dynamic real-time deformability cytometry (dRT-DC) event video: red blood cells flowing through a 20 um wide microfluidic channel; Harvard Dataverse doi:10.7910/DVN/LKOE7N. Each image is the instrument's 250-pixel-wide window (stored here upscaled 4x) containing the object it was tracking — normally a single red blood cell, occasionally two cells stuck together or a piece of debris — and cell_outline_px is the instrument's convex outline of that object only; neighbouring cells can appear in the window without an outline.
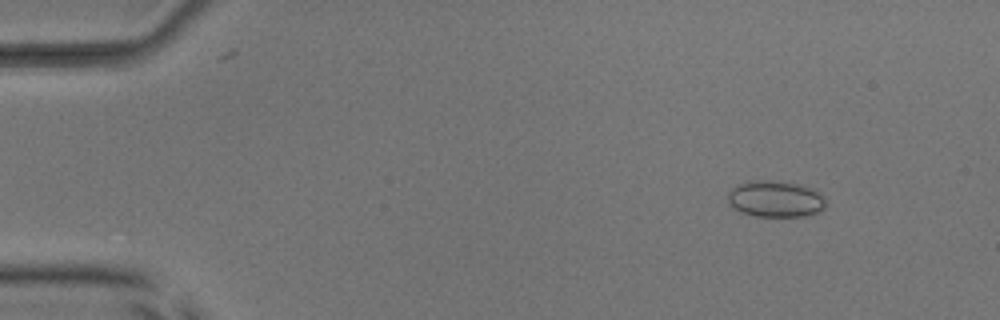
{"species": "common noctule bat (a hibernating species)", "species_latin": "Nyctalus noctula", "temperature_condition": "room temperature", "stored_images_in_passage": 51, "camera_frame_rate_fps": 3000, "um_per_image_px": 0.085, "animal": {"sex": "male", "body_mass_g": 17.9, "forearm_length_mm": 54.2}, "frame": {"image": 1, "passage_image": 7, "time_ms": 2.0, "image_size_px": [1000, 320], "cell_outline_px": [[824, 208], [820, 212], [808, 216], [752, 216], [740, 212], [728, 200], [728, 192], [732, 188], [748, 180], [772, 180], [800, 184], [816, 188], [824, 196]], "centroid_in_image_um": [65.96, 16.9], "position_along_channel_um": 19.0, "area_um2": 21.04}}
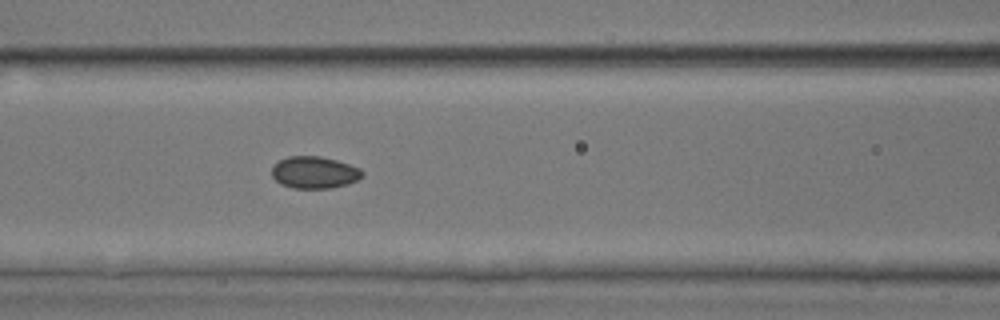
{"frame": {"image": 2, "passage_image": 24, "time_ms": 7.667, "image_size_px": [1000, 320], "cell_outline_px": [[364, 176], [348, 184], [332, 188], [292, 188], [280, 184], [272, 176], [272, 164], [288, 156], [320, 156], [336, 160], [360, 168], [364, 172]], "centroid_in_image_um": [26.72, 14.66], "position_along_channel_um": 139.9, "area_um2": 16.99}}
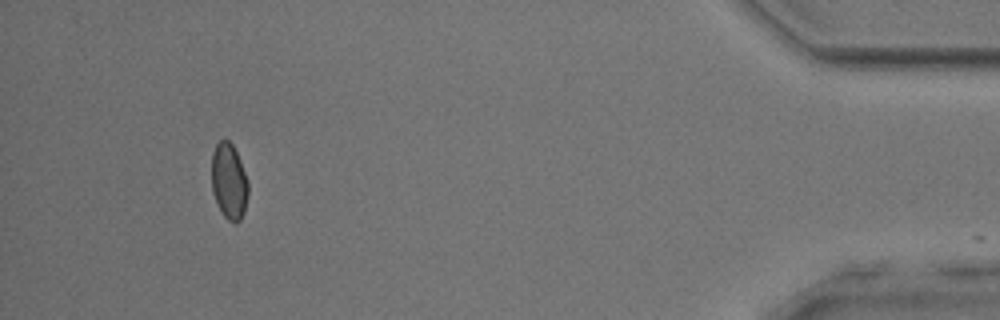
{"frame": {"image": 3, "passage_image": 50, "time_ms": 16.333, "image_size_px": [1000, 320], "cell_outline_px": [[248, 196], [244, 212], [240, 220], [236, 224], [228, 220], [224, 216], [212, 192], [212, 152], [216, 144], [220, 140], [228, 140], [232, 144], [240, 160], [248, 180]], "centroid_in_image_um": [19.47, 15.41], "position_along_channel_um": 415.7, "area_um2": 16.18}}